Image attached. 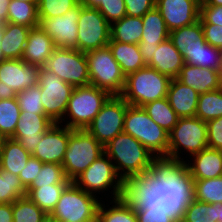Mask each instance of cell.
<instances>
[{
	"instance_id": "cell-1",
	"label": "cell",
	"mask_w": 222,
	"mask_h": 222,
	"mask_svg": "<svg viewBox=\"0 0 222 222\" xmlns=\"http://www.w3.org/2000/svg\"><path fill=\"white\" fill-rule=\"evenodd\" d=\"M122 198L135 211L165 212L181 222L194 199V179L185 161L155 157L148 171L124 181Z\"/></svg>"
},
{
	"instance_id": "cell-2",
	"label": "cell",
	"mask_w": 222,
	"mask_h": 222,
	"mask_svg": "<svg viewBox=\"0 0 222 222\" xmlns=\"http://www.w3.org/2000/svg\"><path fill=\"white\" fill-rule=\"evenodd\" d=\"M105 154L114 164L123 182L131 176L148 171L155 156L137 139L124 132L104 146Z\"/></svg>"
},
{
	"instance_id": "cell-3",
	"label": "cell",
	"mask_w": 222,
	"mask_h": 222,
	"mask_svg": "<svg viewBox=\"0 0 222 222\" xmlns=\"http://www.w3.org/2000/svg\"><path fill=\"white\" fill-rule=\"evenodd\" d=\"M73 182L100 201L122 198L123 195L124 182L105 153L92 162Z\"/></svg>"
},
{
	"instance_id": "cell-4",
	"label": "cell",
	"mask_w": 222,
	"mask_h": 222,
	"mask_svg": "<svg viewBox=\"0 0 222 222\" xmlns=\"http://www.w3.org/2000/svg\"><path fill=\"white\" fill-rule=\"evenodd\" d=\"M171 78L148 66L126 76L120 95L127 104L142 107L145 104L167 97Z\"/></svg>"
},
{
	"instance_id": "cell-5",
	"label": "cell",
	"mask_w": 222,
	"mask_h": 222,
	"mask_svg": "<svg viewBox=\"0 0 222 222\" xmlns=\"http://www.w3.org/2000/svg\"><path fill=\"white\" fill-rule=\"evenodd\" d=\"M123 132L137 139L155 157H167L169 133L156 124L143 107L127 106Z\"/></svg>"
},
{
	"instance_id": "cell-6",
	"label": "cell",
	"mask_w": 222,
	"mask_h": 222,
	"mask_svg": "<svg viewBox=\"0 0 222 222\" xmlns=\"http://www.w3.org/2000/svg\"><path fill=\"white\" fill-rule=\"evenodd\" d=\"M168 136V158L186 161L208 147L207 123L196 116L179 118Z\"/></svg>"
},
{
	"instance_id": "cell-7",
	"label": "cell",
	"mask_w": 222,
	"mask_h": 222,
	"mask_svg": "<svg viewBox=\"0 0 222 222\" xmlns=\"http://www.w3.org/2000/svg\"><path fill=\"white\" fill-rule=\"evenodd\" d=\"M110 96L93 85L74 87L60 124L70 129H86Z\"/></svg>"
},
{
	"instance_id": "cell-8",
	"label": "cell",
	"mask_w": 222,
	"mask_h": 222,
	"mask_svg": "<svg viewBox=\"0 0 222 222\" xmlns=\"http://www.w3.org/2000/svg\"><path fill=\"white\" fill-rule=\"evenodd\" d=\"M104 153V146L86 129L69 128L68 145L62 162L67 179L73 182Z\"/></svg>"
},
{
	"instance_id": "cell-9",
	"label": "cell",
	"mask_w": 222,
	"mask_h": 222,
	"mask_svg": "<svg viewBox=\"0 0 222 222\" xmlns=\"http://www.w3.org/2000/svg\"><path fill=\"white\" fill-rule=\"evenodd\" d=\"M85 54L90 85L103 89L110 95H121L125 86L126 76L114 59L109 46L91 50Z\"/></svg>"
},
{
	"instance_id": "cell-10",
	"label": "cell",
	"mask_w": 222,
	"mask_h": 222,
	"mask_svg": "<svg viewBox=\"0 0 222 222\" xmlns=\"http://www.w3.org/2000/svg\"><path fill=\"white\" fill-rule=\"evenodd\" d=\"M101 201L71 182L62 192L50 216L57 221L97 222Z\"/></svg>"
},
{
	"instance_id": "cell-11",
	"label": "cell",
	"mask_w": 222,
	"mask_h": 222,
	"mask_svg": "<svg viewBox=\"0 0 222 222\" xmlns=\"http://www.w3.org/2000/svg\"><path fill=\"white\" fill-rule=\"evenodd\" d=\"M43 68L73 87L90 85L86 54L77 49L55 48Z\"/></svg>"
},
{
	"instance_id": "cell-12",
	"label": "cell",
	"mask_w": 222,
	"mask_h": 222,
	"mask_svg": "<svg viewBox=\"0 0 222 222\" xmlns=\"http://www.w3.org/2000/svg\"><path fill=\"white\" fill-rule=\"evenodd\" d=\"M128 105L120 95H111L86 130L105 146L123 132Z\"/></svg>"
},
{
	"instance_id": "cell-13",
	"label": "cell",
	"mask_w": 222,
	"mask_h": 222,
	"mask_svg": "<svg viewBox=\"0 0 222 222\" xmlns=\"http://www.w3.org/2000/svg\"><path fill=\"white\" fill-rule=\"evenodd\" d=\"M38 85L45 115L54 123L63 120L74 87L41 67Z\"/></svg>"
},
{
	"instance_id": "cell-14",
	"label": "cell",
	"mask_w": 222,
	"mask_h": 222,
	"mask_svg": "<svg viewBox=\"0 0 222 222\" xmlns=\"http://www.w3.org/2000/svg\"><path fill=\"white\" fill-rule=\"evenodd\" d=\"M110 24L96 8L80 4L78 20L77 50L87 53L108 45Z\"/></svg>"
},
{
	"instance_id": "cell-15",
	"label": "cell",
	"mask_w": 222,
	"mask_h": 222,
	"mask_svg": "<svg viewBox=\"0 0 222 222\" xmlns=\"http://www.w3.org/2000/svg\"><path fill=\"white\" fill-rule=\"evenodd\" d=\"M80 4L62 16L39 18V27L53 40L56 48L77 49Z\"/></svg>"
},
{
	"instance_id": "cell-16",
	"label": "cell",
	"mask_w": 222,
	"mask_h": 222,
	"mask_svg": "<svg viewBox=\"0 0 222 222\" xmlns=\"http://www.w3.org/2000/svg\"><path fill=\"white\" fill-rule=\"evenodd\" d=\"M41 67L23 59H4L0 62V85L15 93L38 85Z\"/></svg>"
},
{
	"instance_id": "cell-17",
	"label": "cell",
	"mask_w": 222,
	"mask_h": 222,
	"mask_svg": "<svg viewBox=\"0 0 222 222\" xmlns=\"http://www.w3.org/2000/svg\"><path fill=\"white\" fill-rule=\"evenodd\" d=\"M200 0H157L155 7L161 13L169 31L191 25L199 20Z\"/></svg>"
},
{
	"instance_id": "cell-18",
	"label": "cell",
	"mask_w": 222,
	"mask_h": 222,
	"mask_svg": "<svg viewBox=\"0 0 222 222\" xmlns=\"http://www.w3.org/2000/svg\"><path fill=\"white\" fill-rule=\"evenodd\" d=\"M69 140V128L60 123H53L43 133L32 156L43 163L62 165Z\"/></svg>"
},
{
	"instance_id": "cell-19",
	"label": "cell",
	"mask_w": 222,
	"mask_h": 222,
	"mask_svg": "<svg viewBox=\"0 0 222 222\" xmlns=\"http://www.w3.org/2000/svg\"><path fill=\"white\" fill-rule=\"evenodd\" d=\"M142 22L143 33L138 46L147 66L152 61L154 51L158 49V44L169 38L170 31L156 7L142 16Z\"/></svg>"
},
{
	"instance_id": "cell-20",
	"label": "cell",
	"mask_w": 222,
	"mask_h": 222,
	"mask_svg": "<svg viewBox=\"0 0 222 222\" xmlns=\"http://www.w3.org/2000/svg\"><path fill=\"white\" fill-rule=\"evenodd\" d=\"M54 122L45 113H29L21 111L14 135L11 139L18 141L30 154L41 141L45 133Z\"/></svg>"
},
{
	"instance_id": "cell-21",
	"label": "cell",
	"mask_w": 222,
	"mask_h": 222,
	"mask_svg": "<svg viewBox=\"0 0 222 222\" xmlns=\"http://www.w3.org/2000/svg\"><path fill=\"white\" fill-rule=\"evenodd\" d=\"M185 163L194 180L222 176V150L207 147L190 156Z\"/></svg>"
},
{
	"instance_id": "cell-22",
	"label": "cell",
	"mask_w": 222,
	"mask_h": 222,
	"mask_svg": "<svg viewBox=\"0 0 222 222\" xmlns=\"http://www.w3.org/2000/svg\"><path fill=\"white\" fill-rule=\"evenodd\" d=\"M177 79L199 94L222 87V71L184 64Z\"/></svg>"
},
{
	"instance_id": "cell-23",
	"label": "cell",
	"mask_w": 222,
	"mask_h": 222,
	"mask_svg": "<svg viewBox=\"0 0 222 222\" xmlns=\"http://www.w3.org/2000/svg\"><path fill=\"white\" fill-rule=\"evenodd\" d=\"M199 93L193 88L183 84L177 78L171 79L167 99L171 108L181 117H194L196 115Z\"/></svg>"
},
{
	"instance_id": "cell-24",
	"label": "cell",
	"mask_w": 222,
	"mask_h": 222,
	"mask_svg": "<svg viewBox=\"0 0 222 222\" xmlns=\"http://www.w3.org/2000/svg\"><path fill=\"white\" fill-rule=\"evenodd\" d=\"M56 47L39 26L30 29L22 59L34 65L43 67Z\"/></svg>"
},
{
	"instance_id": "cell-25",
	"label": "cell",
	"mask_w": 222,
	"mask_h": 222,
	"mask_svg": "<svg viewBox=\"0 0 222 222\" xmlns=\"http://www.w3.org/2000/svg\"><path fill=\"white\" fill-rule=\"evenodd\" d=\"M184 64L182 55L168 38L158 44V49L154 51L152 61L147 66L173 79L178 77Z\"/></svg>"
},
{
	"instance_id": "cell-26",
	"label": "cell",
	"mask_w": 222,
	"mask_h": 222,
	"mask_svg": "<svg viewBox=\"0 0 222 222\" xmlns=\"http://www.w3.org/2000/svg\"><path fill=\"white\" fill-rule=\"evenodd\" d=\"M182 57L185 64L222 71V50L207 42L186 47Z\"/></svg>"
},
{
	"instance_id": "cell-27",
	"label": "cell",
	"mask_w": 222,
	"mask_h": 222,
	"mask_svg": "<svg viewBox=\"0 0 222 222\" xmlns=\"http://www.w3.org/2000/svg\"><path fill=\"white\" fill-rule=\"evenodd\" d=\"M30 29L19 24L4 23L1 40L4 59H22Z\"/></svg>"
},
{
	"instance_id": "cell-28",
	"label": "cell",
	"mask_w": 222,
	"mask_h": 222,
	"mask_svg": "<svg viewBox=\"0 0 222 222\" xmlns=\"http://www.w3.org/2000/svg\"><path fill=\"white\" fill-rule=\"evenodd\" d=\"M108 46L125 76L146 67L138 44L109 41Z\"/></svg>"
},
{
	"instance_id": "cell-29",
	"label": "cell",
	"mask_w": 222,
	"mask_h": 222,
	"mask_svg": "<svg viewBox=\"0 0 222 222\" xmlns=\"http://www.w3.org/2000/svg\"><path fill=\"white\" fill-rule=\"evenodd\" d=\"M143 33L142 17L125 16L110 25V41L139 44Z\"/></svg>"
},
{
	"instance_id": "cell-30",
	"label": "cell",
	"mask_w": 222,
	"mask_h": 222,
	"mask_svg": "<svg viewBox=\"0 0 222 222\" xmlns=\"http://www.w3.org/2000/svg\"><path fill=\"white\" fill-rule=\"evenodd\" d=\"M97 222H137L135 210L123 199L101 201Z\"/></svg>"
},
{
	"instance_id": "cell-31",
	"label": "cell",
	"mask_w": 222,
	"mask_h": 222,
	"mask_svg": "<svg viewBox=\"0 0 222 222\" xmlns=\"http://www.w3.org/2000/svg\"><path fill=\"white\" fill-rule=\"evenodd\" d=\"M31 156L18 141L8 138L0 155V168L18 176Z\"/></svg>"
},
{
	"instance_id": "cell-32",
	"label": "cell",
	"mask_w": 222,
	"mask_h": 222,
	"mask_svg": "<svg viewBox=\"0 0 222 222\" xmlns=\"http://www.w3.org/2000/svg\"><path fill=\"white\" fill-rule=\"evenodd\" d=\"M69 184H52L39 188H28L27 197L42 211L50 215L54 210L62 192Z\"/></svg>"
},
{
	"instance_id": "cell-33",
	"label": "cell",
	"mask_w": 222,
	"mask_h": 222,
	"mask_svg": "<svg viewBox=\"0 0 222 222\" xmlns=\"http://www.w3.org/2000/svg\"><path fill=\"white\" fill-rule=\"evenodd\" d=\"M38 3L11 0L8 6V22L29 28L39 26Z\"/></svg>"
},
{
	"instance_id": "cell-34",
	"label": "cell",
	"mask_w": 222,
	"mask_h": 222,
	"mask_svg": "<svg viewBox=\"0 0 222 222\" xmlns=\"http://www.w3.org/2000/svg\"><path fill=\"white\" fill-rule=\"evenodd\" d=\"M150 118L168 133L178 123L179 116L171 108L167 97L142 106Z\"/></svg>"
},
{
	"instance_id": "cell-35",
	"label": "cell",
	"mask_w": 222,
	"mask_h": 222,
	"mask_svg": "<svg viewBox=\"0 0 222 222\" xmlns=\"http://www.w3.org/2000/svg\"><path fill=\"white\" fill-rule=\"evenodd\" d=\"M169 39L181 55L184 54L185 48L191 44L206 43L200 20L191 25L170 31Z\"/></svg>"
},
{
	"instance_id": "cell-36",
	"label": "cell",
	"mask_w": 222,
	"mask_h": 222,
	"mask_svg": "<svg viewBox=\"0 0 222 222\" xmlns=\"http://www.w3.org/2000/svg\"><path fill=\"white\" fill-rule=\"evenodd\" d=\"M195 116L205 122L222 116V87L199 94Z\"/></svg>"
},
{
	"instance_id": "cell-37",
	"label": "cell",
	"mask_w": 222,
	"mask_h": 222,
	"mask_svg": "<svg viewBox=\"0 0 222 222\" xmlns=\"http://www.w3.org/2000/svg\"><path fill=\"white\" fill-rule=\"evenodd\" d=\"M194 199L208 204L222 203V176L194 180Z\"/></svg>"
},
{
	"instance_id": "cell-38",
	"label": "cell",
	"mask_w": 222,
	"mask_h": 222,
	"mask_svg": "<svg viewBox=\"0 0 222 222\" xmlns=\"http://www.w3.org/2000/svg\"><path fill=\"white\" fill-rule=\"evenodd\" d=\"M27 195L19 177L0 168V204L13 203Z\"/></svg>"
},
{
	"instance_id": "cell-39",
	"label": "cell",
	"mask_w": 222,
	"mask_h": 222,
	"mask_svg": "<svg viewBox=\"0 0 222 222\" xmlns=\"http://www.w3.org/2000/svg\"><path fill=\"white\" fill-rule=\"evenodd\" d=\"M20 114L16 97L0 100V131L8 138L14 135Z\"/></svg>"
},
{
	"instance_id": "cell-40",
	"label": "cell",
	"mask_w": 222,
	"mask_h": 222,
	"mask_svg": "<svg viewBox=\"0 0 222 222\" xmlns=\"http://www.w3.org/2000/svg\"><path fill=\"white\" fill-rule=\"evenodd\" d=\"M13 222H41L47 214L27 196L12 203Z\"/></svg>"
},
{
	"instance_id": "cell-41",
	"label": "cell",
	"mask_w": 222,
	"mask_h": 222,
	"mask_svg": "<svg viewBox=\"0 0 222 222\" xmlns=\"http://www.w3.org/2000/svg\"><path fill=\"white\" fill-rule=\"evenodd\" d=\"M181 222H217V203L208 204L193 199Z\"/></svg>"
},
{
	"instance_id": "cell-42",
	"label": "cell",
	"mask_w": 222,
	"mask_h": 222,
	"mask_svg": "<svg viewBox=\"0 0 222 222\" xmlns=\"http://www.w3.org/2000/svg\"><path fill=\"white\" fill-rule=\"evenodd\" d=\"M67 179L63 166L60 164L43 163L37 177L32 182L29 188H39L41 186L52 184H70Z\"/></svg>"
},
{
	"instance_id": "cell-43",
	"label": "cell",
	"mask_w": 222,
	"mask_h": 222,
	"mask_svg": "<svg viewBox=\"0 0 222 222\" xmlns=\"http://www.w3.org/2000/svg\"><path fill=\"white\" fill-rule=\"evenodd\" d=\"M77 4L78 0H39L38 16L39 18L62 16Z\"/></svg>"
},
{
	"instance_id": "cell-44",
	"label": "cell",
	"mask_w": 222,
	"mask_h": 222,
	"mask_svg": "<svg viewBox=\"0 0 222 222\" xmlns=\"http://www.w3.org/2000/svg\"><path fill=\"white\" fill-rule=\"evenodd\" d=\"M16 99L21 111H27L29 113H44L39 85L16 93Z\"/></svg>"
},
{
	"instance_id": "cell-45",
	"label": "cell",
	"mask_w": 222,
	"mask_h": 222,
	"mask_svg": "<svg viewBox=\"0 0 222 222\" xmlns=\"http://www.w3.org/2000/svg\"><path fill=\"white\" fill-rule=\"evenodd\" d=\"M96 9L110 25L126 16L124 0H101Z\"/></svg>"
},
{
	"instance_id": "cell-46",
	"label": "cell",
	"mask_w": 222,
	"mask_h": 222,
	"mask_svg": "<svg viewBox=\"0 0 222 222\" xmlns=\"http://www.w3.org/2000/svg\"><path fill=\"white\" fill-rule=\"evenodd\" d=\"M207 123L208 147L222 150V116Z\"/></svg>"
},
{
	"instance_id": "cell-47",
	"label": "cell",
	"mask_w": 222,
	"mask_h": 222,
	"mask_svg": "<svg viewBox=\"0 0 222 222\" xmlns=\"http://www.w3.org/2000/svg\"><path fill=\"white\" fill-rule=\"evenodd\" d=\"M42 165L43 162L31 156L27 161L26 166L23 168V171H20L18 177L26 190L35 180V177H37V174L41 170Z\"/></svg>"
},
{
	"instance_id": "cell-48",
	"label": "cell",
	"mask_w": 222,
	"mask_h": 222,
	"mask_svg": "<svg viewBox=\"0 0 222 222\" xmlns=\"http://www.w3.org/2000/svg\"><path fill=\"white\" fill-rule=\"evenodd\" d=\"M126 15L131 17H142L155 7V0H124Z\"/></svg>"
},
{
	"instance_id": "cell-49",
	"label": "cell",
	"mask_w": 222,
	"mask_h": 222,
	"mask_svg": "<svg viewBox=\"0 0 222 222\" xmlns=\"http://www.w3.org/2000/svg\"><path fill=\"white\" fill-rule=\"evenodd\" d=\"M201 24L222 26V6H200Z\"/></svg>"
},
{
	"instance_id": "cell-50",
	"label": "cell",
	"mask_w": 222,
	"mask_h": 222,
	"mask_svg": "<svg viewBox=\"0 0 222 222\" xmlns=\"http://www.w3.org/2000/svg\"><path fill=\"white\" fill-rule=\"evenodd\" d=\"M206 42L222 50V26L214 24H201Z\"/></svg>"
},
{
	"instance_id": "cell-51",
	"label": "cell",
	"mask_w": 222,
	"mask_h": 222,
	"mask_svg": "<svg viewBox=\"0 0 222 222\" xmlns=\"http://www.w3.org/2000/svg\"><path fill=\"white\" fill-rule=\"evenodd\" d=\"M137 222H176L165 212L150 211L149 209L135 211Z\"/></svg>"
},
{
	"instance_id": "cell-52",
	"label": "cell",
	"mask_w": 222,
	"mask_h": 222,
	"mask_svg": "<svg viewBox=\"0 0 222 222\" xmlns=\"http://www.w3.org/2000/svg\"><path fill=\"white\" fill-rule=\"evenodd\" d=\"M0 222H13L12 203L0 204Z\"/></svg>"
},
{
	"instance_id": "cell-53",
	"label": "cell",
	"mask_w": 222,
	"mask_h": 222,
	"mask_svg": "<svg viewBox=\"0 0 222 222\" xmlns=\"http://www.w3.org/2000/svg\"><path fill=\"white\" fill-rule=\"evenodd\" d=\"M11 0H0V22H8V6Z\"/></svg>"
},
{
	"instance_id": "cell-54",
	"label": "cell",
	"mask_w": 222,
	"mask_h": 222,
	"mask_svg": "<svg viewBox=\"0 0 222 222\" xmlns=\"http://www.w3.org/2000/svg\"><path fill=\"white\" fill-rule=\"evenodd\" d=\"M16 93L8 87L4 85H0V100L15 98Z\"/></svg>"
},
{
	"instance_id": "cell-55",
	"label": "cell",
	"mask_w": 222,
	"mask_h": 222,
	"mask_svg": "<svg viewBox=\"0 0 222 222\" xmlns=\"http://www.w3.org/2000/svg\"><path fill=\"white\" fill-rule=\"evenodd\" d=\"M100 2L101 0H78L79 4L89 8H96Z\"/></svg>"
},
{
	"instance_id": "cell-56",
	"label": "cell",
	"mask_w": 222,
	"mask_h": 222,
	"mask_svg": "<svg viewBox=\"0 0 222 222\" xmlns=\"http://www.w3.org/2000/svg\"><path fill=\"white\" fill-rule=\"evenodd\" d=\"M200 6H222V0H204Z\"/></svg>"
},
{
	"instance_id": "cell-57",
	"label": "cell",
	"mask_w": 222,
	"mask_h": 222,
	"mask_svg": "<svg viewBox=\"0 0 222 222\" xmlns=\"http://www.w3.org/2000/svg\"><path fill=\"white\" fill-rule=\"evenodd\" d=\"M8 139L7 136H5L1 131H0V155L2 153L5 141Z\"/></svg>"
},
{
	"instance_id": "cell-58",
	"label": "cell",
	"mask_w": 222,
	"mask_h": 222,
	"mask_svg": "<svg viewBox=\"0 0 222 222\" xmlns=\"http://www.w3.org/2000/svg\"><path fill=\"white\" fill-rule=\"evenodd\" d=\"M217 222H222V203H217Z\"/></svg>"
},
{
	"instance_id": "cell-59",
	"label": "cell",
	"mask_w": 222,
	"mask_h": 222,
	"mask_svg": "<svg viewBox=\"0 0 222 222\" xmlns=\"http://www.w3.org/2000/svg\"><path fill=\"white\" fill-rule=\"evenodd\" d=\"M3 26H4V23L0 22V62L4 60L3 53H2V50H1V40H2V35H3Z\"/></svg>"
},
{
	"instance_id": "cell-60",
	"label": "cell",
	"mask_w": 222,
	"mask_h": 222,
	"mask_svg": "<svg viewBox=\"0 0 222 222\" xmlns=\"http://www.w3.org/2000/svg\"><path fill=\"white\" fill-rule=\"evenodd\" d=\"M41 222H57L53 217L47 215Z\"/></svg>"
},
{
	"instance_id": "cell-61",
	"label": "cell",
	"mask_w": 222,
	"mask_h": 222,
	"mask_svg": "<svg viewBox=\"0 0 222 222\" xmlns=\"http://www.w3.org/2000/svg\"><path fill=\"white\" fill-rule=\"evenodd\" d=\"M18 1H24V2H39V0H18Z\"/></svg>"
},
{
	"instance_id": "cell-62",
	"label": "cell",
	"mask_w": 222,
	"mask_h": 222,
	"mask_svg": "<svg viewBox=\"0 0 222 222\" xmlns=\"http://www.w3.org/2000/svg\"><path fill=\"white\" fill-rule=\"evenodd\" d=\"M57 222H79V221H57Z\"/></svg>"
}]
</instances>
